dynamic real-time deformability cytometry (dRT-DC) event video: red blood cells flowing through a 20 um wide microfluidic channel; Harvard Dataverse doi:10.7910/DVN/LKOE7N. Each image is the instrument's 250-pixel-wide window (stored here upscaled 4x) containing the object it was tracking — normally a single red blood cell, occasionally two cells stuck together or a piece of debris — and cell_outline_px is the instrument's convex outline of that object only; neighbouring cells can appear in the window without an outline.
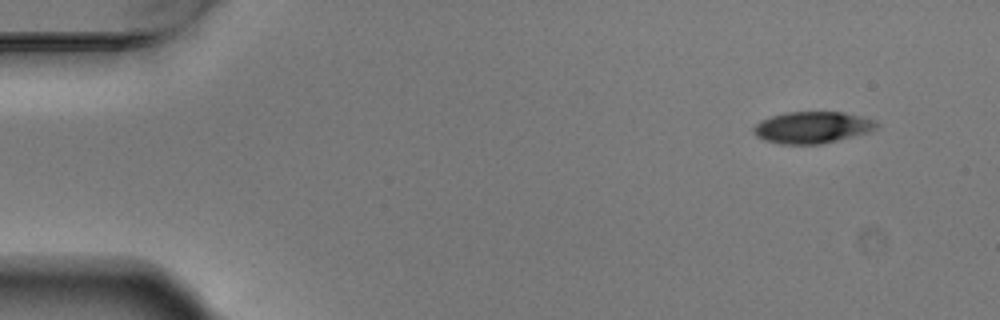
{"species": "Egyptian fruit bat (a non-hibernating species)", "species_latin": "Rousettus aegyptiacus", "temperature_condition": "warm", "stored_images_in_passage": 4, "camera_frame_rate_fps": 3000, "um_per_image_px": 0.085, "animal": {"sex": "male"}, "frame": {"image": 1, "passage_image": 1, "time_ms": 0.0, "image_size_px": [1000, 320], "cell_outline_px": [[880, 124], [876, 128], [868, 132], [820, 144], [780, 144], [764, 140], [756, 136], [752, 132], [752, 128], [760, 120], [784, 112], [844, 112], [876, 120]], "centroid_in_image_um": [69.01, 10.82], "position_along_channel_um": 16.0, "area_um2": 22.72}}
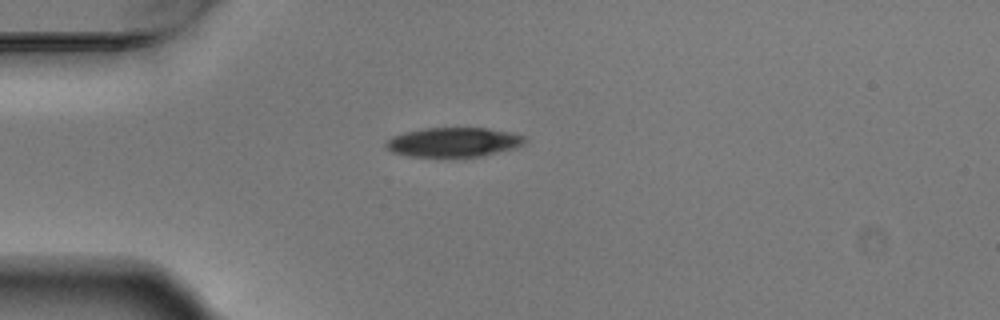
{"frame": {"image": 2, "passage_image": 3, "time_ms": 0.667, "image_size_px": [1000, 320], "cell_outline_px": [[528, 140], [524, 144], [516, 148], [480, 156], [408, 156], [392, 152], [384, 148], [384, 144], [392, 136], [404, 132], [424, 128], [488, 128], [512, 132], [524, 136]], "centroid_in_image_um": [38.56, 12.07], "position_along_channel_um": 46.4, "area_um2": 23.87}}
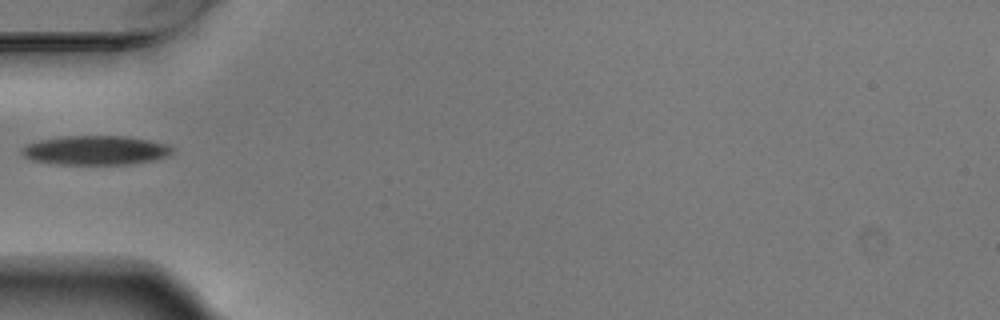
{"frame": {"image": 3, "passage_image": 4, "time_ms": 1.0, "image_size_px": [1000, 320], "cell_outline_px": [[172, 152], [168, 156], [152, 160], [128, 164], [56, 164], [32, 160], [24, 156], [20, 148], [28, 144], [40, 140], [68, 136], [128, 136], [168, 144], [172, 148]], "centroid_in_image_um": [8.13, 12.77], "position_along_channel_um": 76.9, "area_um2": 25.43}}